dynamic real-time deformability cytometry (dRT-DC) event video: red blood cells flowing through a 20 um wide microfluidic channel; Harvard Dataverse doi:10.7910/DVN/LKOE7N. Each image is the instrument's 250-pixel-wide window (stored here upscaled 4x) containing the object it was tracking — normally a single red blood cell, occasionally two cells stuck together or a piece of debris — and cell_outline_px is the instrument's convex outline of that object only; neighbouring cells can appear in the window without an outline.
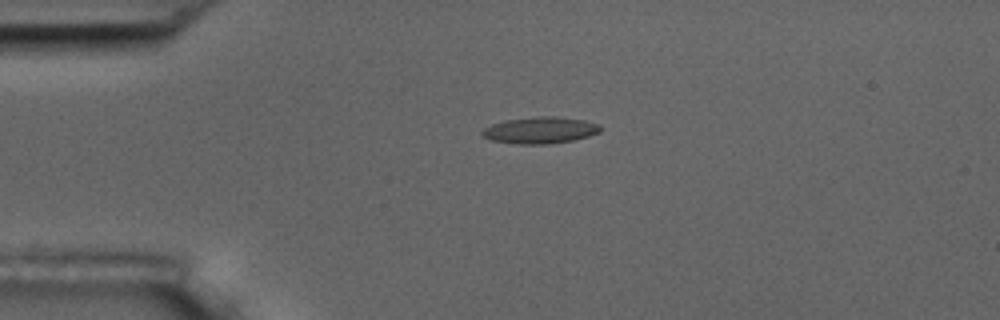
{"species": "common noctule bat (a hibernating species)", "species_latin": "Nyctalus noctula", "temperature_condition": "room temperature", "stored_images_in_passage": 4, "camera_frame_rate_fps": 3000, "um_per_image_px": 0.085, "animal": {"sex": "male", "body_mass_g": 17.5, "forearm_length_mm": 52.3}, "frame": {"image": 1, "passage_image": 3, "time_ms": 2.333, "image_size_px": [1000, 320], "cell_outline_px": [[600, 132], [588, 136], [572, 140], [544, 144], [520, 144], [492, 140], [484, 136], [480, 132], [484, 128], [492, 124], [504, 120], [540, 116], [556, 116], [584, 120], [600, 124]], "centroid_in_image_um": [45.92, 11.05], "position_along_channel_um": 39.1, "area_um2": 18.15}}